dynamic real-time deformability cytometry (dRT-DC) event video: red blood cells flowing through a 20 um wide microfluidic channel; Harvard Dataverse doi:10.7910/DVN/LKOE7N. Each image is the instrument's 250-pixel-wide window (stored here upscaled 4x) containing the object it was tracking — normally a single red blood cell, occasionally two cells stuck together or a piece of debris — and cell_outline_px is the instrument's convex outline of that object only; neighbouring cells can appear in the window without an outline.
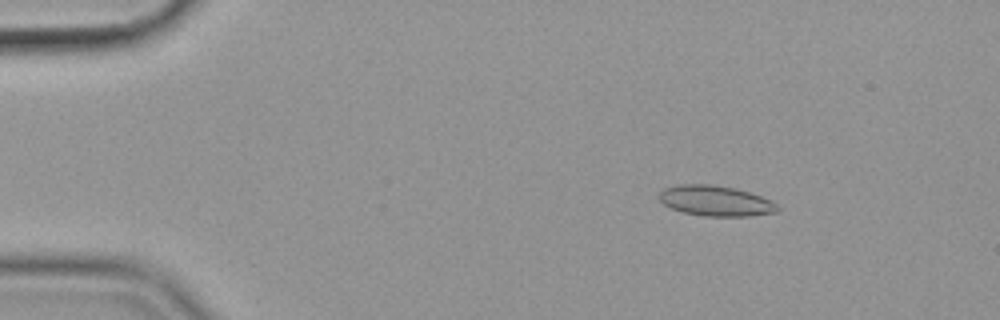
{"species": "common noctule bat (a hibernating species)", "species_latin": "Nyctalus noctula", "temperature_condition": "cold", "stored_images_in_passage": 57, "camera_frame_rate_fps": 3000, "um_per_image_px": 0.085, "animal": {"sex": "female", "body_mass_g": 19.9}, "frame": {"image": 1, "passage_image": 9, "time_ms": 2.667, "image_size_px": [1000, 320], "cell_outline_px": [[780, 208], [776, 212], [752, 216], [704, 216], [684, 212], [672, 208], [664, 204], [656, 196], [664, 188], [680, 184], [712, 184], [736, 188], [760, 196], [776, 204]], "centroid_in_image_um": [60.8, 17.06], "position_along_channel_um": 24.2, "area_um2": 20.92}}
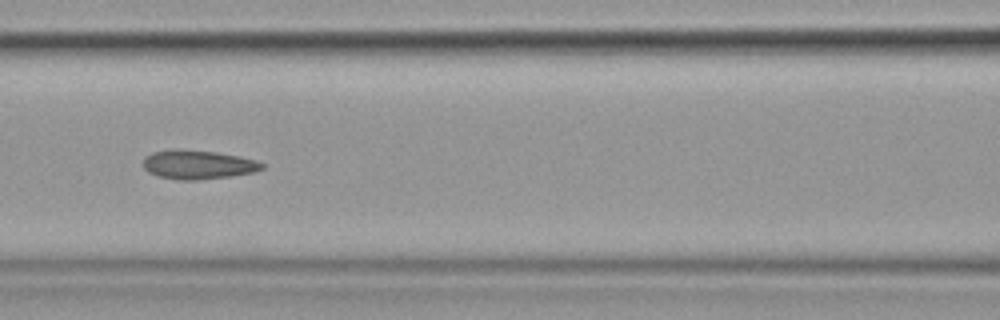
{"frame": {"image": 2, "passage_image": 26, "time_ms": 8.333, "image_size_px": [1000, 320], "cell_outline_px": [[264, 168], [256, 172], [232, 176], [196, 180], [180, 180], [160, 176], [148, 172], [144, 168], [144, 156], [152, 152], [172, 148], [176, 148], [216, 152], [240, 156], [256, 160], [264, 164]], "centroid_in_image_um": [16.84, 13.98], "position_along_channel_um": 149.8, "area_um2": 20.29}}
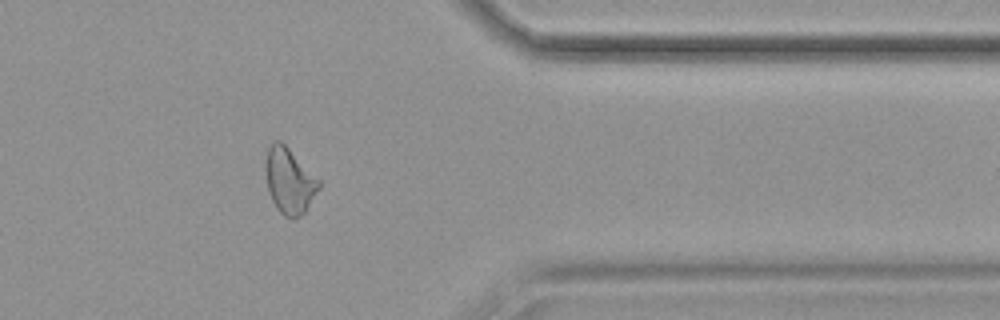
{"frame": {"image": 3, "passage_image": 47, "time_ms": 15.333, "image_size_px": [1000, 320], "cell_outline_px": [[320, 188], [304, 212], [300, 216], [292, 220], [284, 216], [276, 208], [268, 192], [268, 148], [272, 140], [280, 140], [320, 180]], "centroid_in_image_um": [24.63, 15.41], "position_along_channel_um": 386.8, "area_um2": 19.83}, "authors_computed_cell_mechanics": {"area_um2": 20.1144, "velocity_mm_per_s": 3.59, "shape_relaxation_time_tau1_ms": 6.2408, "shape_relaxation_time_tau2_ms": 2.6161, "deformation_change_tau1": 0.1552, "deformation_change_tau2": 0.111}}